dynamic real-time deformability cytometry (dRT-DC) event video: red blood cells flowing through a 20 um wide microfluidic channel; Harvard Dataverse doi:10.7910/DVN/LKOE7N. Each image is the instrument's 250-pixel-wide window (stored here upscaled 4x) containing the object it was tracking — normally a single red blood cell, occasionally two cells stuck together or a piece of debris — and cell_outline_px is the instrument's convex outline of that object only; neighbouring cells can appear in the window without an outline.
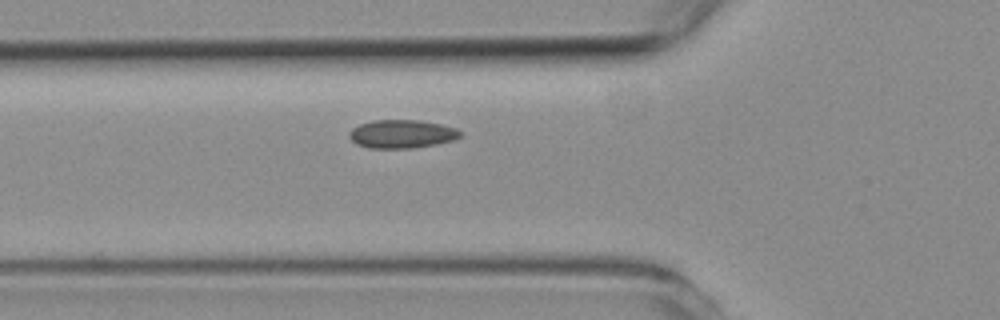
{"species": "common noctule bat (a hibernating species)", "species_latin": "Nyctalus noctula", "temperature_condition": "room temperature", "stored_images_in_passage": 3, "camera_frame_rate_fps": 3000, "um_per_image_px": 0.085, "animal": {"sex": "female", "body_mass_g": 19.3, "forearm_length_mm": 54.1}, "frame": {"image": 1, "passage_image": 3, "time_ms": 2.333, "image_size_px": [1000, 320], "cell_outline_px": [[464, 132], [460, 136], [452, 140], [436, 144], [412, 148], [368, 148], [356, 144], [348, 136], [348, 132], [352, 128], [360, 124], [372, 120], [420, 120], [440, 124], [456, 128]], "centroid_in_image_um": [34.14, 11.38], "position_along_channel_um": 91.7, "area_um2": 18.44}}